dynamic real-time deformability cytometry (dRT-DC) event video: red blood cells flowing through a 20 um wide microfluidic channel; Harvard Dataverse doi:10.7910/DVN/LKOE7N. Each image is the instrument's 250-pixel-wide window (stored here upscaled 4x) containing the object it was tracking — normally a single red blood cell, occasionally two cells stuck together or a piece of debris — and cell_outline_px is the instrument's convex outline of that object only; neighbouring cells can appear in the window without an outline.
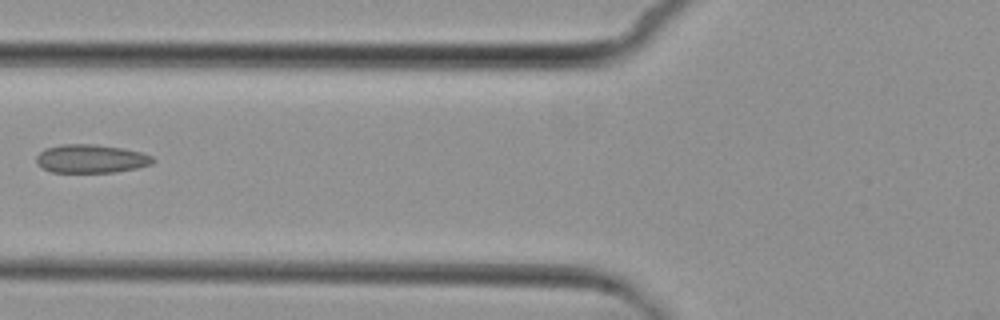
{"species": "common noctule bat (a hibernating species)", "species_latin": "Nyctalus noctula", "temperature_condition": "cold", "stored_images_in_passage": 4, "camera_frame_rate_fps": 3000, "um_per_image_px": 0.085, "animal": {"sex": "female", "body_mass_g": 29.2, "forearm_length_mm": 56.3}, "frame": {"image": 1, "passage_image": 2, "time_ms": 1.333, "image_size_px": [1000, 320], "cell_outline_px": [[156, 160], [152, 164], [136, 168], [116, 172], [52, 172], [36, 164], [36, 156], [44, 148], [60, 144], [96, 144], [124, 148], [140, 152], [152, 156]], "centroid_in_image_um": [7.73, 13.48], "position_along_channel_um": 118.1, "area_um2": 19.48}}
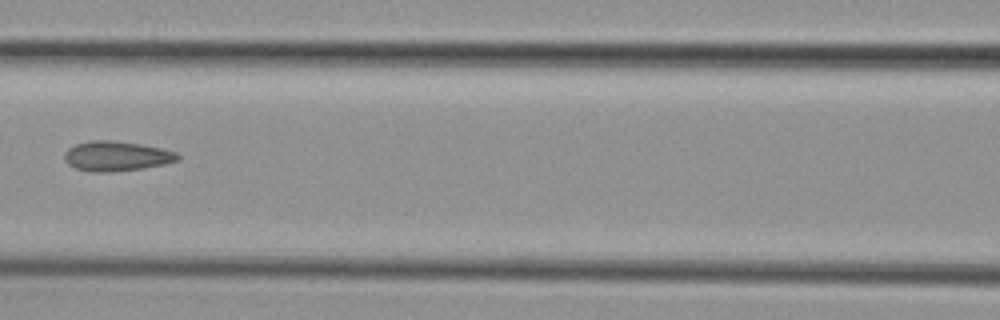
{"frame": {"image": 2, "passage_image": 3, "time_ms": 2.333, "image_size_px": [1000, 320], "cell_outline_px": [[180, 160], [164, 164], [144, 168], [112, 172], [88, 172], [76, 168], [68, 164], [64, 160], [64, 152], [68, 148], [76, 144], [92, 140], [116, 140], [140, 144], [160, 148], [176, 152], [180, 156]], "centroid_in_image_um": [9.89, 13.27], "position_along_channel_um": 156.7, "area_um2": 19.88}}
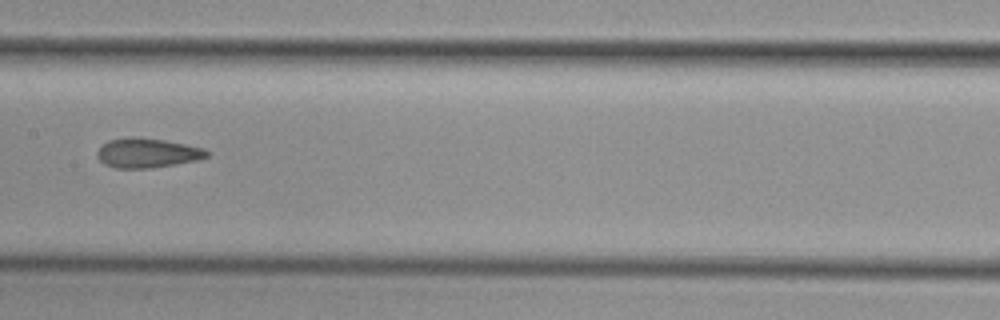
{"frame": {"image": 3, "passage_image": 4, "time_ms": 3.333, "image_size_px": [1000, 320], "cell_outline_px": [[212, 152], [208, 156], [196, 160], [176, 164], [152, 168], [112, 168], [104, 164], [96, 156], [96, 152], [108, 140], [164, 140], [204, 148]], "centroid_in_image_um": [12.56, 13.06], "position_along_channel_um": 194.8, "area_um2": 18.15}}